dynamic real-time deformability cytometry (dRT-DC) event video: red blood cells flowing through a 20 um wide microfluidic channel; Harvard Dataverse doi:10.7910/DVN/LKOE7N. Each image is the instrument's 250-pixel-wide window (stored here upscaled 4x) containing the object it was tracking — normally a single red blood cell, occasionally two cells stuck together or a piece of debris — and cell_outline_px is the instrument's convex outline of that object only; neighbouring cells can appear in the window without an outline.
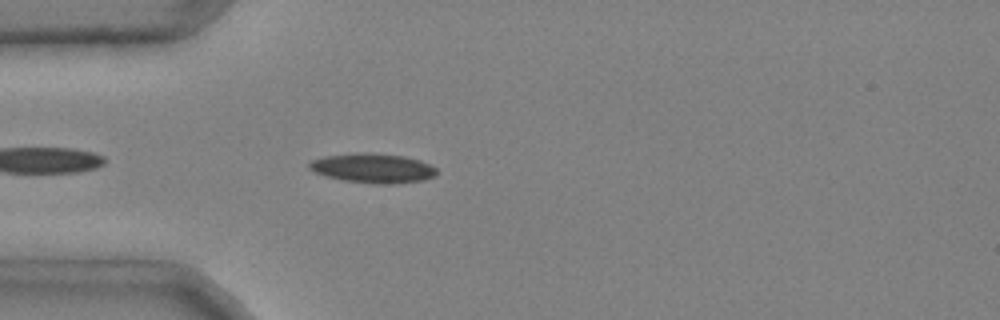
{"species": "common noctule bat (a hibernating species)", "species_latin": "Nyctalus noctula", "temperature_condition": "cold", "stored_images_in_passage": 38, "camera_frame_rate_fps": 3000, "um_per_image_px": 0.085, "animal": {"sex": "male", "body_mass_g": 20.4}, "frame": {"image": 1, "passage_image": 4, "time_ms": 1.0, "image_size_px": [1000, 320], "cell_outline_px": [[436, 176], [424, 180], [396, 184], [376, 184], [344, 180], [328, 176], [316, 172], [308, 168], [308, 164], [312, 160], [324, 156], [356, 152], [372, 152], [404, 156], [420, 160], [436, 168]], "centroid_in_image_um": [31.72, 14.28], "position_along_channel_um": 53.3, "area_um2": 22.02}}
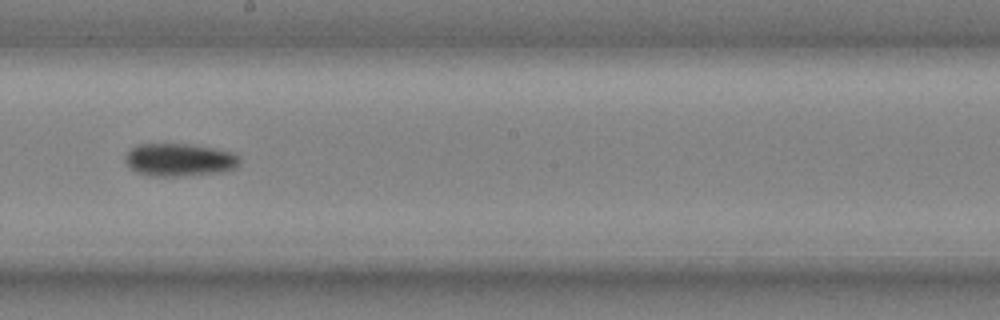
{"frame": {"image": 2, "passage_image": 18, "time_ms": 5.667, "image_size_px": [1000, 320], "cell_outline_px": [[240, 160], [236, 168], [220, 172], [180, 176], [152, 176], [136, 172], [124, 160], [124, 156], [136, 144], [188, 144], [212, 148], [232, 152], [240, 156]], "centroid_in_image_um": [15.25, 13.58], "position_along_channel_um": 233.0, "area_um2": 21.79}}
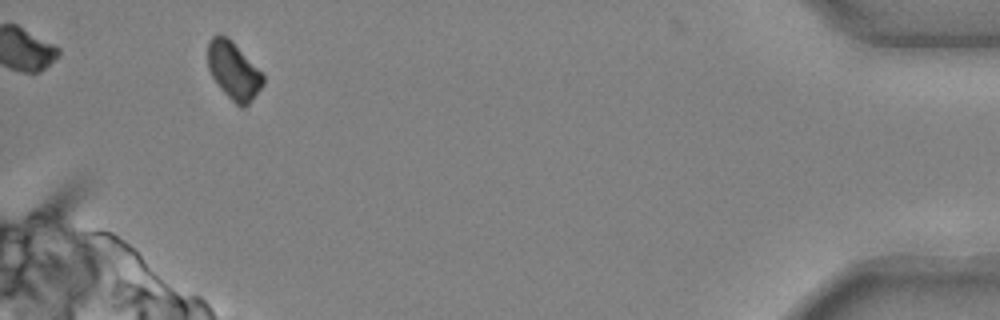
{"frame": {"image": 3, "passage_image": 36, "time_ms": 11.667, "image_size_px": [1000, 320], "cell_outline_px": [[264, 84], [248, 104], [244, 108], [240, 108], [220, 88], [212, 76], [208, 68], [208, 40], [216, 32], [220, 32], [228, 36], [264, 76]], "centroid_in_image_um": [19.82, 5.97], "position_along_channel_um": 415.4, "area_um2": 18.5}}